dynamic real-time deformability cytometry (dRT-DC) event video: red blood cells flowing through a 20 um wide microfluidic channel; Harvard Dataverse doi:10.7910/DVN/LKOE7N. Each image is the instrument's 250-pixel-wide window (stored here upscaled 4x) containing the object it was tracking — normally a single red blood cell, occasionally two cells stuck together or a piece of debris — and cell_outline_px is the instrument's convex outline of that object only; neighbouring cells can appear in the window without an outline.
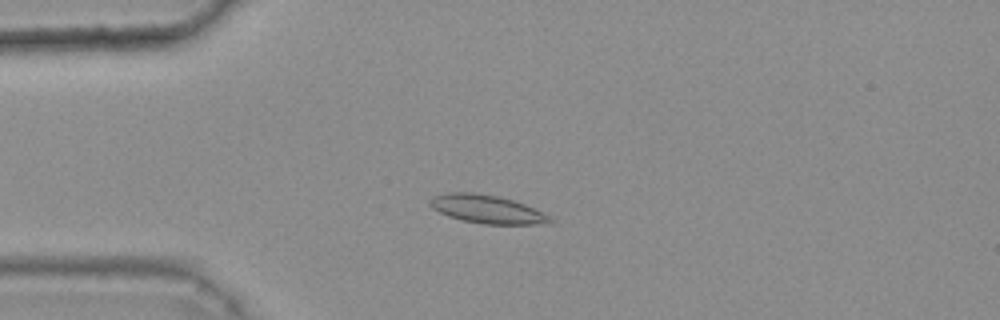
{"species": "common noctule bat (a hibernating species)", "species_latin": "Nyctalus noctula", "temperature_condition": "warm", "stored_images_in_passage": 44, "camera_frame_rate_fps": 3000, "um_per_image_px": 0.085, "animal": {"sex": "female", "body_mass_g": 25.1}, "frame": {"image": 1, "passage_image": 13, "time_ms": 4.0, "image_size_px": [1000, 320], "cell_outline_px": [[556, 220], [552, 224], [484, 224], [460, 220], [448, 216], [432, 208], [428, 204], [428, 200], [432, 196], [448, 192], [476, 192], [496, 196], [512, 200], [524, 204]], "centroid_in_image_um": [41.35, 17.78], "position_along_channel_um": 43.6, "area_um2": 19.88}}
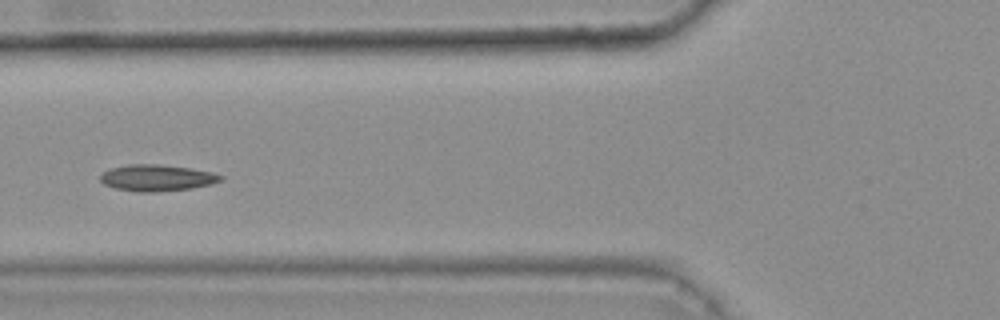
{"frame": {"image": 2, "passage_image": 20, "time_ms": 6.333, "image_size_px": [1000, 320], "cell_outline_px": [[224, 180], [212, 184], [192, 188], [156, 192], [140, 192], [116, 188], [104, 184], [100, 180], [100, 172], [108, 168], [128, 164], [160, 164], [188, 168], [212, 172], [224, 176]], "centroid_in_image_um": [13.32, 15.11], "position_along_channel_um": 112.5, "area_um2": 18.73}}
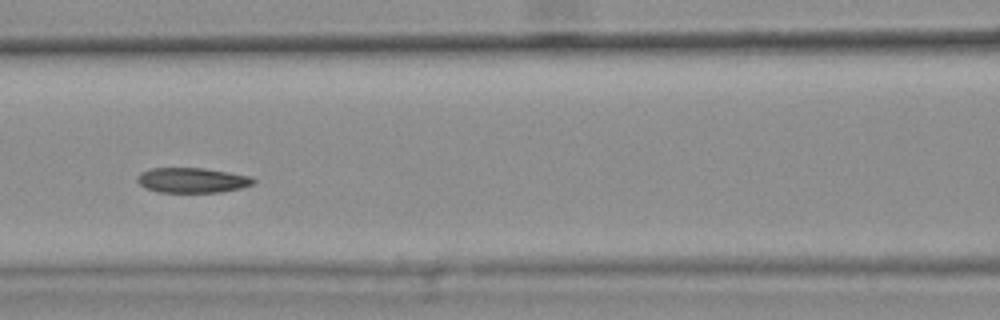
{"frame": {"image": 3, "passage_image": 23, "time_ms": 7.333, "image_size_px": [1000, 320], "cell_outline_px": [[256, 180], [252, 184], [240, 188], [220, 192], [160, 192], [144, 188], [136, 180], [136, 176], [140, 172], [152, 168], [204, 168], [252, 176]], "centroid_in_image_um": [16.31, 15.31], "position_along_channel_um": 150.3, "area_um2": 16.99}, "authors_computed_cell_mechanics": {"area_um2": 17.9469, "velocity_mm_per_s": 3.7799, "shape_relaxation_time_tau1_ms": 9.9566, "shape_relaxation_time_tau2_ms": 4.2397, "deformation_change_tau1": 0.1928, "deformation_change_tau2": 0.0982}}